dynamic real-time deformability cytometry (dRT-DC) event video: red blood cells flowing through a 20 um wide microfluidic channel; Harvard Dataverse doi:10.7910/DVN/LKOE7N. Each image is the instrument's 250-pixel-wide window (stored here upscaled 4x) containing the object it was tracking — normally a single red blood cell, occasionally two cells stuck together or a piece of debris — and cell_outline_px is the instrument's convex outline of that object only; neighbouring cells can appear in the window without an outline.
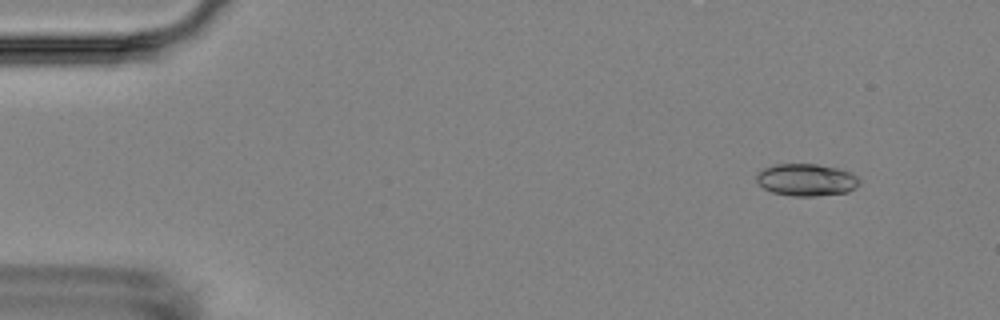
{"species": "Egyptian fruit bat (a non-hibernating species)", "species_latin": "Rousettus aegyptiacus", "temperature_condition": "room temperature", "stored_images_in_passage": 6, "camera_frame_rate_fps": 3000, "um_per_image_px": 0.085, "animal": {"sex": "female"}, "frame": {"image": 1, "passage_image": 2, "time_ms": 1.333, "image_size_px": [1000, 320], "cell_outline_px": [[860, 184], [856, 188], [848, 192], [816, 196], [792, 196], [772, 192], [764, 188], [756, 180], [756, 176], [764, 168], [776, 164], [816, 164], [836, 168], [848, 172], [856, 176], [860, 180]], "centroid_in_image_um": [68.56, 15.3], "position_along_channel_um": 16.4, "area_um2": 19.19}}
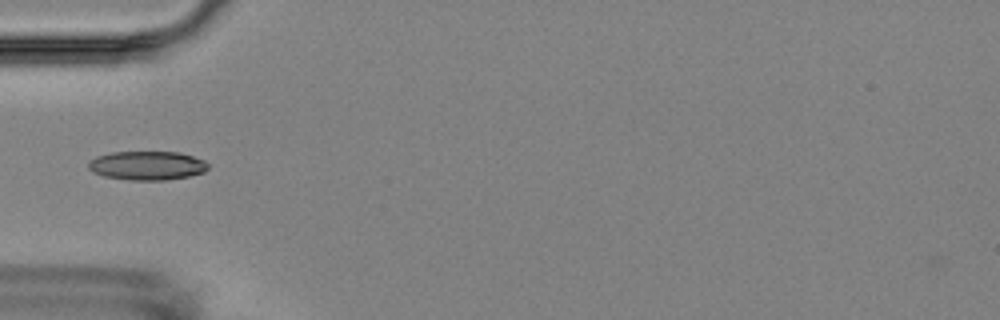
{"frame": {"image": 2, "passage_image": 6, "time_ms": 5.667, "image_size_px": [1000, 320], "cell_outline_px": [[208, 168], [204, 172], [188, 176], [164, 180], [128, 180], [104, 176], [92, 172], [88, 168], [88, 160], [96, 156], [112, 152], [180, 152], [204, 160], [208, 164]], "centroid_in_image_um": [12.47, 14.07], "position_along_channel_um": 72.5, "area_um2": 20.23}}